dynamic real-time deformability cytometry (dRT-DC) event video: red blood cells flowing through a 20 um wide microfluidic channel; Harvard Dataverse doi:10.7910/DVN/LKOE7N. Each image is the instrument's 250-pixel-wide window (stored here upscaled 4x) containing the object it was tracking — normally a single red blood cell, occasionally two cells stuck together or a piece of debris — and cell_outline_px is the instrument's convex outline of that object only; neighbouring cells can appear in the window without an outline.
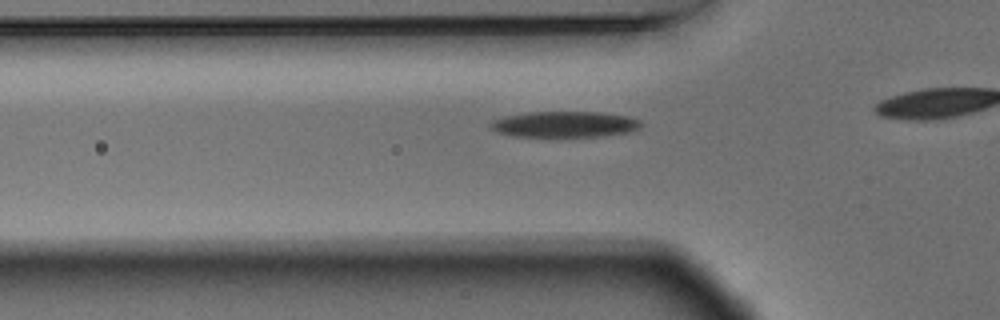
{"species": "Egyptian fruit bat (a non-hibernating species)", "species_latin": "Rousettus aegyptiacus", "temperature_condition": "warm", "stored_images_in_passage": 34, "camera_frame_rate_fps": 3000, "um_per_image_px": 0.085, "animal": {"sex": "male"}, "frame": {"image": 1, "passage_image": 9, "time_ms": 2.667, "image_size_px": [1000, 320], "cell_outline_px": [[644, 124], [640, 128], [632, 132], [604, 136], [516, 136], [496, 132], [488, 124], [492, 120], [504, 116], [528, 112], [600, 112], [628, 116], [640, 120]], "centroid_in_image_um": [48.04, 10.56], "position_along_channel_um": 77.8, "area_um2": 22.89}}
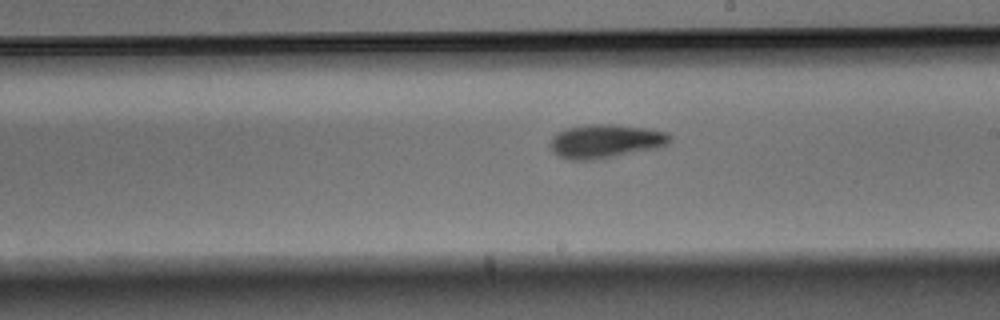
{"frame": {"image": 2, "passage_image": 22, "time_ms": 7.0, "image_size_px": [1000, 320], "cell_outline_px": [[672, 140], [664, 144], [652, 148], [592, 160], [572, 160], [560, 156], [552, 152], [548, 148], [548, 144], [552, 136], [556, 132], [568, 128], [588, 124], [612, 124], [652, 128], [668, 132], [672, 136]], "centroid_in_image_um": [51.41, 11.97], "position_along_channel_um": 237.6, "area_um2": 23.47}}
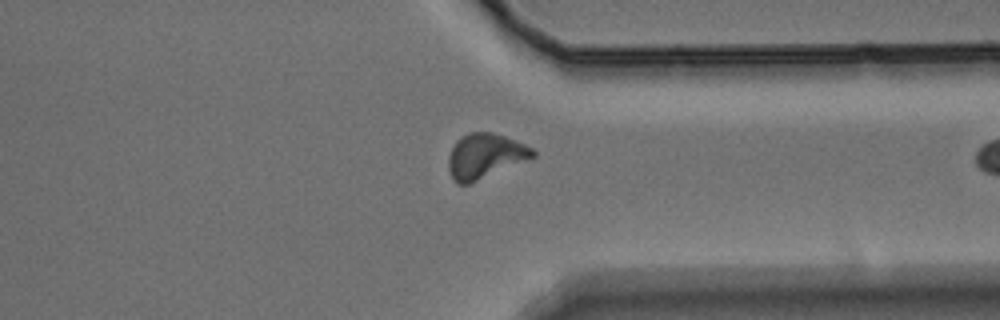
{"frame": {"image": 3, "passage_image": 33, "time_ms": 10.667, "image_size_px": [1000, 320], "cell_outline_px": [[536, 156], [468, 184], [456, 184], [452, 180], [448, 168], [448, 156], [456, 140], [460, 136], [468, 132], [492, 132], [516, 140], [532, 148], [536, 152]], "centroid_in_image_um": [41.19, 13.25], "position_along_channel_um": 370.2, "area_um2": 22.02}}